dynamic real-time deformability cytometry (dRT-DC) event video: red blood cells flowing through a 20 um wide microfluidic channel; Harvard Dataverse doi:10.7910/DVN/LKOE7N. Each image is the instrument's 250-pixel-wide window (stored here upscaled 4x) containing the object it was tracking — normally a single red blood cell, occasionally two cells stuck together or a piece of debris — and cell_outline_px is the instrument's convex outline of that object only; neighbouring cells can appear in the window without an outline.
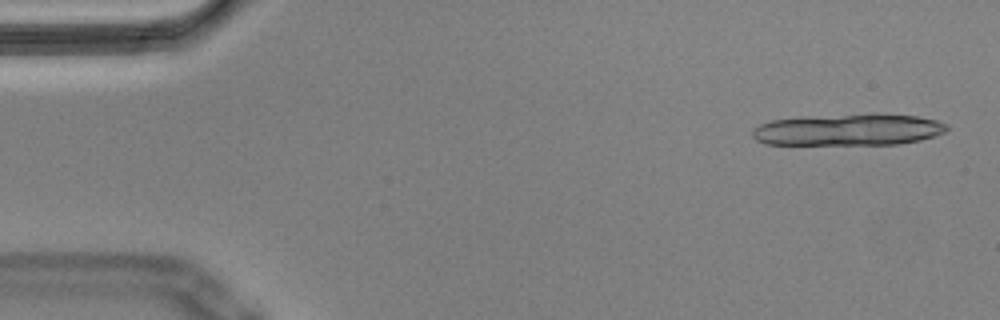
{"species": "Egyptian fruit bat (a non-hibernating species)", "species_latin": "Rousettus aegyptiacus", "temperature_condition": "cold", "stored_images_in_passage": 18, "camera_frame_rate_fps": 3000, "um_per_image_px": 0.085, "animal": {"sex": "male"}, "frame": {"image": 1, "passage_image": 1, "time_ms": 0.0, "image_size_px": [1000, 320], "cell_outline_px": [[948, 128], [944, 132], [936, 136], [920, 140], [900, 144], [764, 144], [756, 140], [752, 136], [752, 132], [760, 124], [772, 120], [804, 116], [872, 112], [880, 112], [916, 116], [936, 120], [948, 124]], "centroid_in_image_um": [72.16, 11.0], "position_along_channel_um": 12.8, "area_um2": 36.65}}